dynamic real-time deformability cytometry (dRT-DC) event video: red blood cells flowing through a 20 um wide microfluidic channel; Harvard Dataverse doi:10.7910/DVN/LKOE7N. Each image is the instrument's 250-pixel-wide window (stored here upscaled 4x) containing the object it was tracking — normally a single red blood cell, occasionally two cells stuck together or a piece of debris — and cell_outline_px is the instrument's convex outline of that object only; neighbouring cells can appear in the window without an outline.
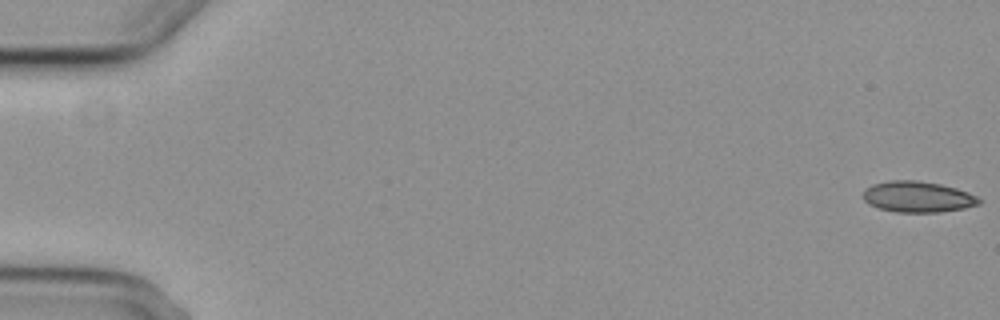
{"species": "common noctule bat (a hibernating species)", "species_latin": "Nyctalus noctula", "temperature_condition": "cold", "stored_images_in_passage": 5, "camera_frame_rate_fps": 3000, "um_per_image_px": 0.085, "animal": {"sex": "female", "body_mass_g": 29.2, "forearm_length_mm": 56.3}, "frame": {"image": 1, "passage_image": 1, "time_ms": 0.0, "image_size_px": [1000, 320], "cell_outline_px": [[984, 200], [980, 204], [964, 208], [940, 212], [896, 212], [880, 208], [868, 204], [864, 200], [864, 188], [872, 184], [888, 180], [916, 180], [940, 184], [956, 188], [968, 192]], "centroid_in_image_um": [78.01, 16.72], "position_along_channel_um": 7.0, "area_um2": 21.04}}
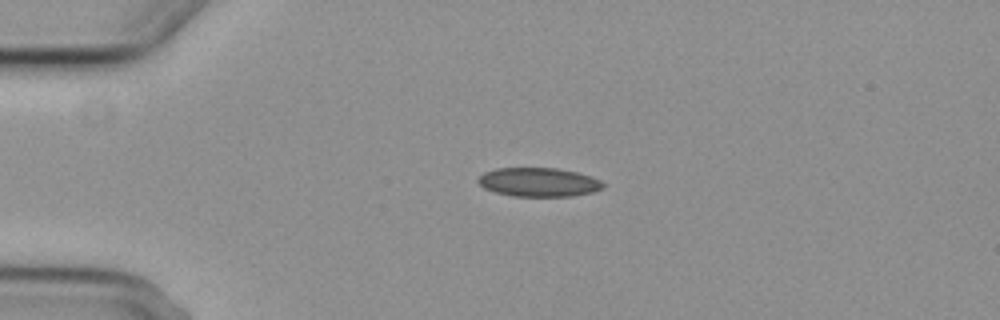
{"frame": {"image": 2, "passage_image": 4, "time_ms": 4.333, "image_size_px": [1000, 320], "cell_outline_px": [[604, 188], [592, 192], [572, 196], [512, 196], [496, 192], [484, 188], [476, 180], [484, 172], [496, 168], [556, 168], [576, 172], [600, 180], [604, 184]], "centroid_in_image_um": [45.77, 15.48], "position_along_channel_um": 39.2, "area_um2": 20.92}}